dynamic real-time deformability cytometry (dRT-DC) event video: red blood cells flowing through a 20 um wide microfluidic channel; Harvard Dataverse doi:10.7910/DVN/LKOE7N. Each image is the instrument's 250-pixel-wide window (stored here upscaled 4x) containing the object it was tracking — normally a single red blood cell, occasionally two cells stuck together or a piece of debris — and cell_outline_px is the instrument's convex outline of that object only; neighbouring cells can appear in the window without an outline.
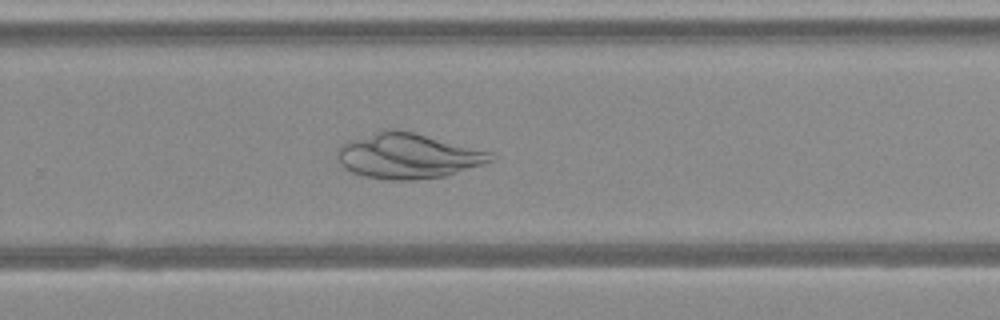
{"species": "Egyptian fruit bat (a non-hibernating species)", "species_latin": "Rousettus aegyptiacus", "temperature_condition": "warm", "stored_images_in_passage": 47, "camera_frame_rate_fps": 3000, "um_per_image_px": 0.085, "animal": {"sex": "female"}, "frame": {"image": 1, "passage_image": 31, "time_ms": 10.0, "image_size_px": [1000, 320], "cell_outline_px": [[496, 160], [484, 164], [444, 176], [412, 180], [388, 180], [364, 176], [352, 172], [344, 168], [336, 156], [336, 152], [348, 140], [384, 128], [396, 128], [416, 132], [492, 152], [496, 156]], "centroid_in_image_um": [34.69, 13.23], "position_along_channel_um": 295.1, "area_um2": 40.86}}
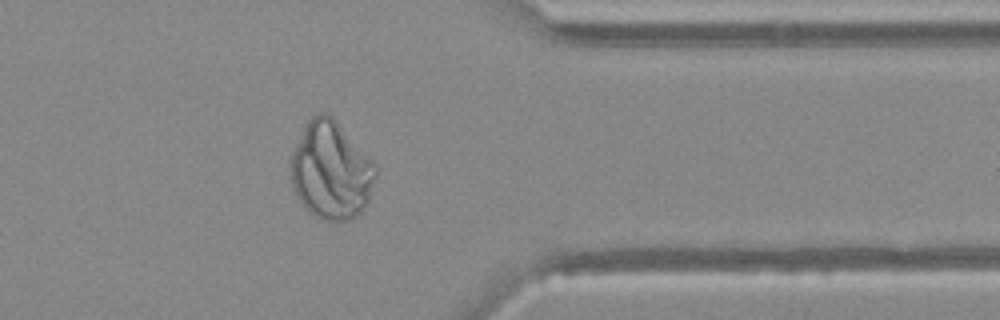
{"frame": {"image": 2, "passage_image": 38, "time_ms": 12.333, "image_size_px": [1000, 320], "cell_outline_px": [[376, 176], [368, 200], [364, 208], [352, 220], [320, 220], [308, 212], [292, 188], [292, 152], [308, 120], [316, 112], [328, 112], [336, 120], [376, 164]], "centroid_in_image_um": [28.15, 14.49], "position_along_channel_um": 383.3, "area_um2": 48.15}}
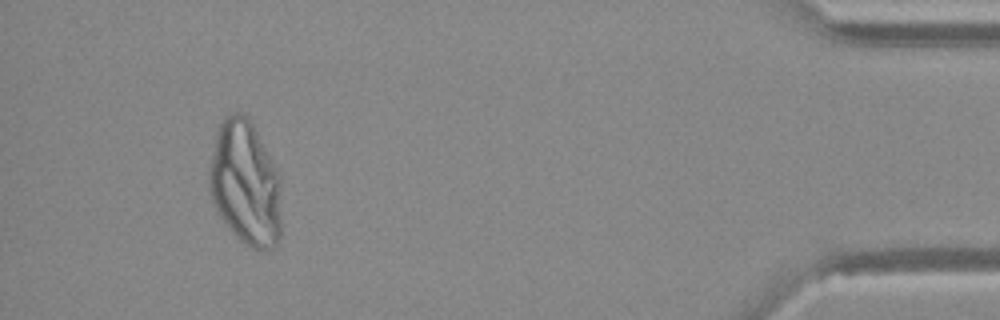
{"frame": {"image": 3, "passage_image": 44, "time_ms": 14.333, "image_size_px": [1000, 320], "cell_outline_px": [[280, 240], [272, 248], [264, 252], [256, 252], [244, 244], [228, 228], [216, 212], [208, 188], [208, 172], [216, 132], [224, 116], [232, 112], [240, 112], [252, 124], [280, 176]], "centroid_in_image_um": [20.83, 15.65], "position_along_channel_um": 414.4, "area_um2": 52.94}}